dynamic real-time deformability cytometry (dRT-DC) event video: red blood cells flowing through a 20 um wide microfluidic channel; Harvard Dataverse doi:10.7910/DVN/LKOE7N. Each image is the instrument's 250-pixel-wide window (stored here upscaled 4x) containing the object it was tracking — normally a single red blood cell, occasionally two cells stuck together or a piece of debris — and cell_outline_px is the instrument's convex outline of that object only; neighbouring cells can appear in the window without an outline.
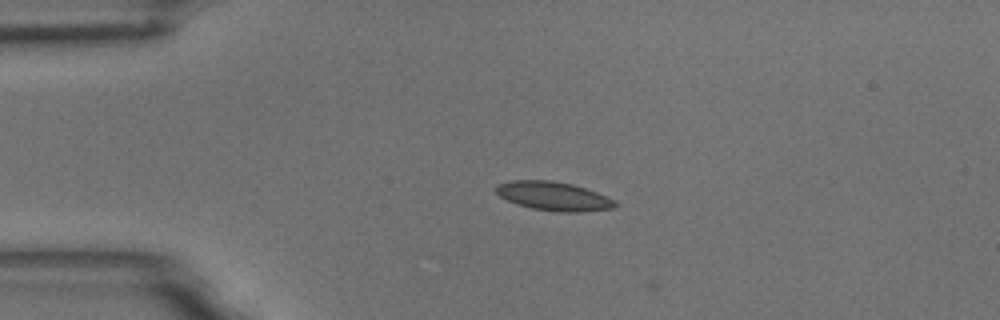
{"species": "common noctule bat (a hibernating species)", "species_latin": "Nyctalus noctula", "temperature_condition": "room temperature", "stored_images_in_passage": 3, "camera_frame_rate_fps": 3000, "um_per_image_px": 0.085, "animal": {"sex": "male", "body_mass_g": 18.8}, "frame": {"image": 1, "passage_image": 2, "time_ms": 0.333, "image_size_px": [1000, 320], "cell_outline_px": [[620, 204], [612, 208], [580, 212], [560, 212], [532, 208], [516, 204], [500, 196], [492, 188], [496, 184], [512, 180], [552, 180], [572, 184], [596, 192], [616, 200]], "centroid_in_image_um": [47.03, 16.66], "position_along_channel_um": 38.0, "area_um2": 20.11}}